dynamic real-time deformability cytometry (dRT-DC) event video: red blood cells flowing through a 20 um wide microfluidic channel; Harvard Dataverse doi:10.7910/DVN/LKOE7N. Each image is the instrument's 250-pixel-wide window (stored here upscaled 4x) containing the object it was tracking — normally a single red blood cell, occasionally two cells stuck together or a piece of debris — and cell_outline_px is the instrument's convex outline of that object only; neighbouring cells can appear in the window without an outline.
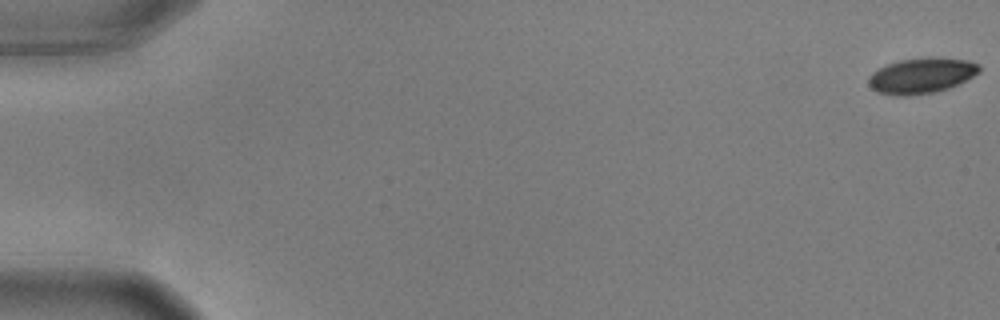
{"species": "common noctule bat (a hibernating species)", "species_latin": "Nyctalus noctula", "temperature_condition": "warm", "stored_images_in_passage": 13, "camera_frame_rate_fps": 3000, "um_per_image_px": 0.085, "animal": {"sex": "male", "body_mass_g": 17.9, "forearm_length_mm": 54.2}, "frame": {"image": 1, "passage_image": 1, "time_ms": 0.0, "image_size_px": [1000, 320], "cell_outline_px": [[980, 72], [948, 88], [932, 92], [908, 96], [896, 96], [876, 92], [868, 84], [868, 76], [872, 72], [888, 64], [900, 60], [928, 56], [932, 56], [968, 60], [980, 64]], "centroid_in_image_um": [78.3, 6.41], "position_along_channel_um": 6.7, "area_um2": 23.0}}